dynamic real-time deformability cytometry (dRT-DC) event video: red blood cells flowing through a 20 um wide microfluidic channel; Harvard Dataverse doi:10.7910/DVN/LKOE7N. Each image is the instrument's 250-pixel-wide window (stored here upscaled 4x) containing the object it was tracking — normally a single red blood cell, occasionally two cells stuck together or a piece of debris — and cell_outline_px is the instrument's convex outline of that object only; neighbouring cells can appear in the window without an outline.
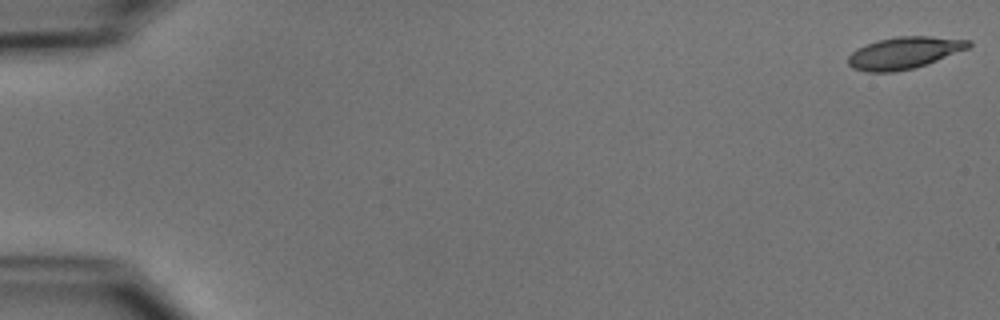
{"species": "common noctule bat (a hibernating species)", "species_latin": "Nyctalus noctula", "temperature_condition": "cold", "stored_images_in_passage": 54, "camera_frame_rate_fps": 3000, "um_per_image_px": 0.085, "animal": {"sex": "male", "body_mass_g": 15.6}, "frame": {"image": 1, "passage_image": 1, "time_ms": 0.0, "image_size_px": [1000, 320], "cell_outline_px": [[972, 44], [968, 48], [928, 64], [896, 72], [868, 72], [852, 68], [848, 64], [848, 56], [856, 48], [876, 40], [896, 36], [928, 36], [972, 40]], "centroid_in_image_um": [76.84, 4.49], "position_along_channel_um": 8.2, "area_um2": 22.54}}
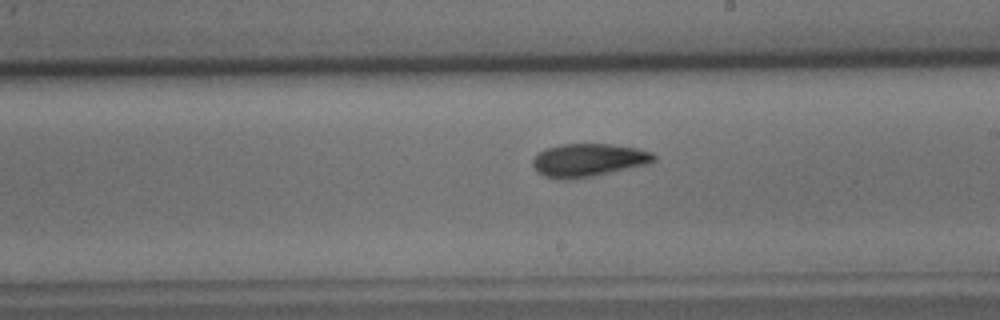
{"frame": {"image": 2, "passage_image": 32, "time_ms": 10.333, "image_size_px": [1000, 320], "cell_outline_px": [[656, 160], [644, 164], [592, 176], [564, 180], [556, 180], [544, 176], [536, 172], [532, 164], [532, 160], [544, 148], [560, 144], [612, 144], [636, 148], [652, 152], [656, 156]], "centroid_in_image_um": [49.94, 13.61], "position_along_channel_um": 239.1, "area_um2": 23.24}}
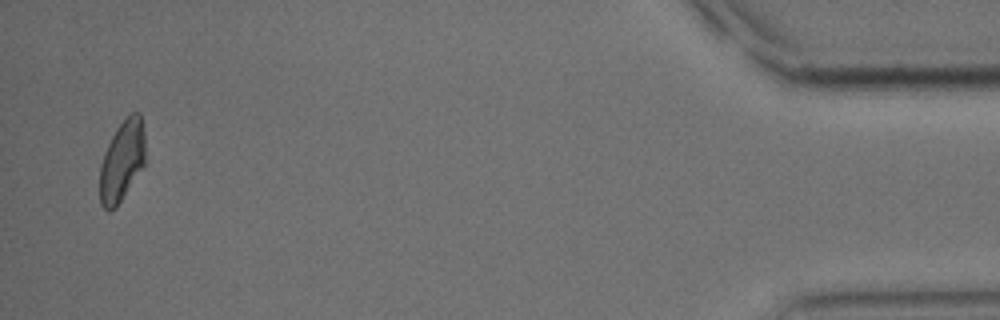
{"frame": {"image": 3, "passage_image": 53, "time_ms": 17.333, "image_size_px": [1000, 320], "cell_outline_px": [[144, 164], [116, 208], [108, 212], [100, 204], [100, 164], [104, 152], [116, 128], [124, 116], [132, 112], [140, 112], [144, 132]], "centroid_in_image_um": [10.35, 13.65], "position_along_channel_um": 424.8, "area_um2": 21.44}, "authors_computed_cell_mechanics": {"area_um2": 22.6287, "velocity_mm_per_s": 3.7474, "shape_relaxation_time_tau1_ms": 3.8724, "shape_relaxation_time_tau2_ms": 5.0439, "deformation_change_tau1": 0.1475, "deformation_change_tau2": 0.0965}}